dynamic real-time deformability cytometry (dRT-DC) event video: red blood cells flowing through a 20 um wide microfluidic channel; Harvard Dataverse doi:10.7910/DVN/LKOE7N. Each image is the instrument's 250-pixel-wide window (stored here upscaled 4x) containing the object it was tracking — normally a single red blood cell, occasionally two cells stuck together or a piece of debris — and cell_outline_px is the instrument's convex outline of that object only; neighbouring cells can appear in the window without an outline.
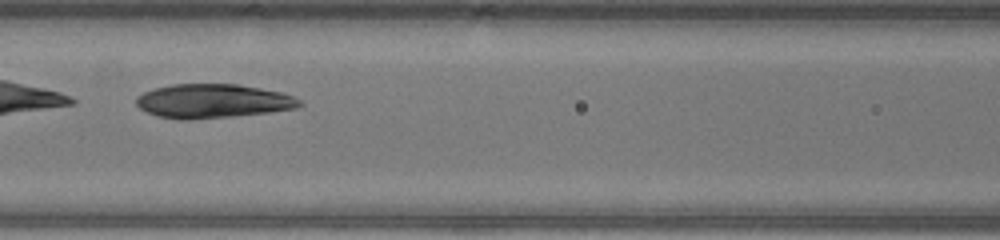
{"species": "human", "species_latin": "Homo sapiens", "temperature_condition": "warm", "stored_images_in_passage": 36, "segment_of_instrument_passage": [2, 2], "camera_frame_rate_fps": 3000, "um_per_image_px": 0.085, "donor": {"sex": "male"}, "frame": {"image": 1, "passage_image": 16, "time_ms": 5.0, "image_size_px": [1000, 240], "cell_outline_px": [[304, 104], [296, 108], [268, 112], [232, 116], [184, 120], [180, 120], [156, 116], [140, 108], [136, 104], [136, 96], [144, 92], [156, 88], [172, 84], [240, 84], [280, 92], [292, 96], [300, 100]], "centroid_in_image_um": [18.07, 8.59], "position_along_channel_um": 148.5, "area_um2": 32.25}}
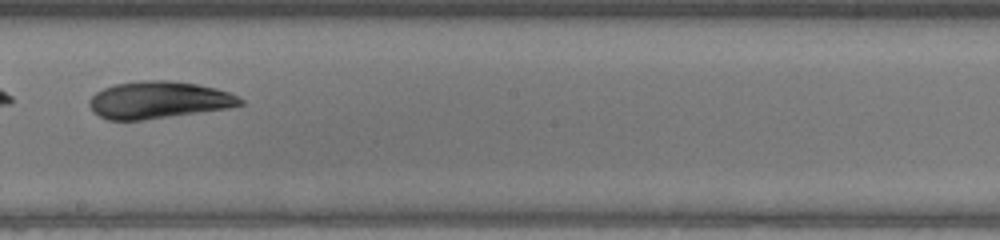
{"frame": {"image": 2, "passage_image": 22, "time_ms": 7.0, "image_size_px": [1000, 240], "cell_outline_px": [[244, 104], [228, 108], [140, 120], [108, 120], [92, 112], [88, 104], [88, 100], [96, 92], [104, 88], [116, 84], [140, 80], [168, 80], [196, 84], [216, 88], [232, 92], [244, 100]], "centroid_in_image_um": [13.48, 8.49], "position_along_channel_um": 234.7, "area_um2": 32.66}}
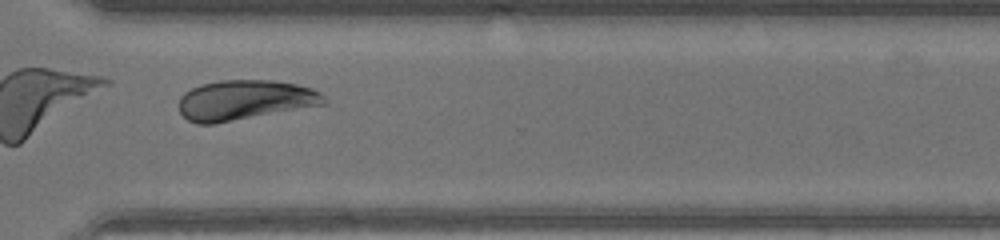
{"frame": {"image": 3, "passage_image": 30, "time_ms": 9.667, "image_size_px": [1000, 240], "cell_outline_px": [[328, 100], [324, 104], [212, 124], [196, 124], [188, 120], [180, 112], [180, 96], [184, 92], [192, 88], [204, 84], [220, 80], [272, 80], [296, 84], [312, 88], [320, 92]], "centroid_in_image_um": [20.8, 8.5], "position_along_channel_um": 349.8, "area_um2": 33.47}}